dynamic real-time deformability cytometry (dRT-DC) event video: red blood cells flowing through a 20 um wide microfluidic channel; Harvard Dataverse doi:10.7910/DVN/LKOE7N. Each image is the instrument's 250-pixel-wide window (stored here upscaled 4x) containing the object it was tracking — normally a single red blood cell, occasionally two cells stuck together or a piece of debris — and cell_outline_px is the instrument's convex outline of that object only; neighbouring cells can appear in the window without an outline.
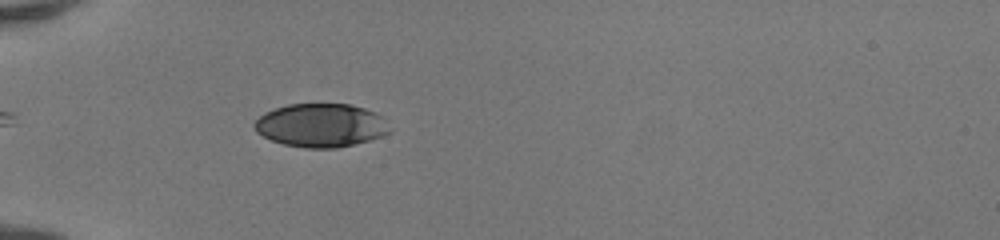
{"species": "human", "species_latin": "Homo sapiens", "temperature_condition": "room temperature", "stored_images_in_passage": 44, "camera_frame_rate_fps": 3000, "um_per_image_px": 0.085, "donor": {"sex": "female"}, "frame": {"image": 1, "passage_image": 11, "time_ms": 3.333, "image_size_px": [1000, 240], "cell_outline_px": [[392, 132], [368, 140], [336, 148], [304, 148], [284, 144], [272, 140], [256, 132], [252, 124], [264, 112], [288, 104], [352, 104], [376, 112], [380, 116]], "centroid_in_image_um": [27.25, 10.65], "position_along_channel_um": 57.8, "area_um2": 34.1}}
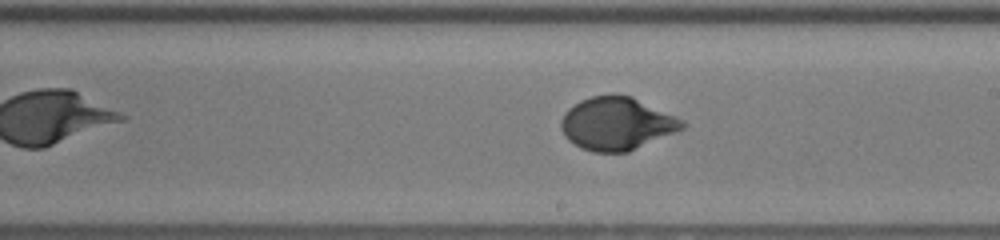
{"frame": {"image": 2, "passage_image": 25, "time_ms": 8.0, "image_size_px": [1000, 240], "cell_outline_px": [[688, 124], [684, 128], [676, 132], [628, 152], [592, 152], [580, 148], [568, 140], [564, 136], [560, 128], [560, 120], [564, 112], [568, 108], [580, 100], [592, 96], [632, 96], [676, 116], [684, 120]], "centroid_in_image_um": [52.41, 10.53], "position_along_channel_um": 236.6, "area_um2": 37.4}}
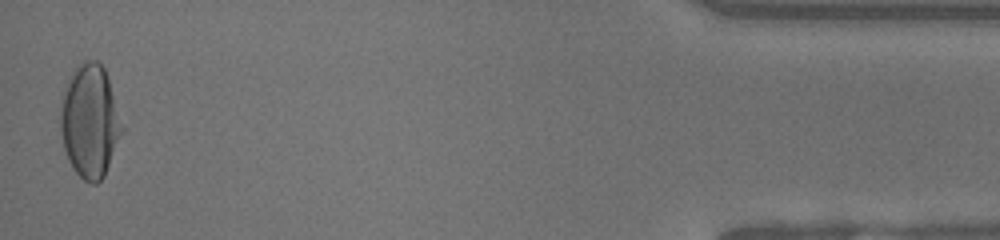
{"frame": {"image": 3, "passage_image": 44, "time_ms": 14.333, "image_size_px": [1000, 240], "cell_outline_px": [[124, 128], [104, 176], [96, 184], [92, 184], [84, 180], [72, 168], [68, 160], [64, 148], [60, 128], [60, 108], [64, 92], [68, 80], [76, 64], [84, 60], [96, 60], [104, 68]], "centroid_in_image_um": [7.62, 10.3], "position_along_channel_um": 427.6, "area_um2": 40.29}, "authors_computed_cell_mechanics": {"area_um2": 36.414, "velocity_mm_per_s": 4.142, "shape_relaxation_time_tau1_ms": 3.1446, "shape_relaxation_time_tau2_ms": null, "deformation_change_tau1": 0.1826, "deformation_change_tau2": null}}